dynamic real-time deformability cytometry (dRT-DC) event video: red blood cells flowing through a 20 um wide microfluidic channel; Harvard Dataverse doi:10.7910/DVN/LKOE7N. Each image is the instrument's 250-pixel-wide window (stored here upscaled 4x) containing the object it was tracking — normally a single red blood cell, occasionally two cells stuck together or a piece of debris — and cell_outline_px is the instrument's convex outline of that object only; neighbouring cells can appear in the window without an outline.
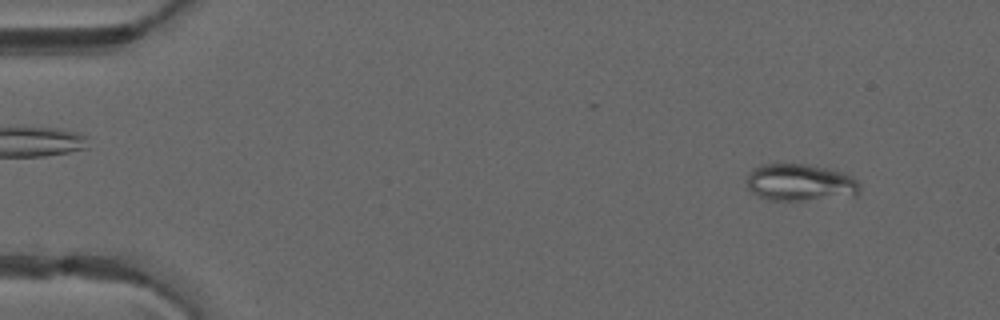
{"species": "common noctule bat (a hibernating species)", "species_latin": "Nyctalus noctula", "temperature_condition": "warm", "stored_images_in_passage": 46, "camera_frame_rate_fps": 3000, "um_per_image_px": 0.085, "animal": {"sex": "male", "forearm_length_mm": 52.5}, "frame": {"image": 1, "passage_image": 1, "time_ms": 0.0, "image_size_px": [1000, 320], "cell_outline_px": [[860, 192], [856, 196], [804, 200], [764, 200], [756, 196], [748, 188], [748, 176], [752, 168], [760, 164], [804, 164], [828, 168], [844, 172], [852, 176], [856, 180], [860, 188]], "centroid_in_image_um": [68.02, 15.52], "position_along_channel_um": 17.0, "area_um2": 24.68}}
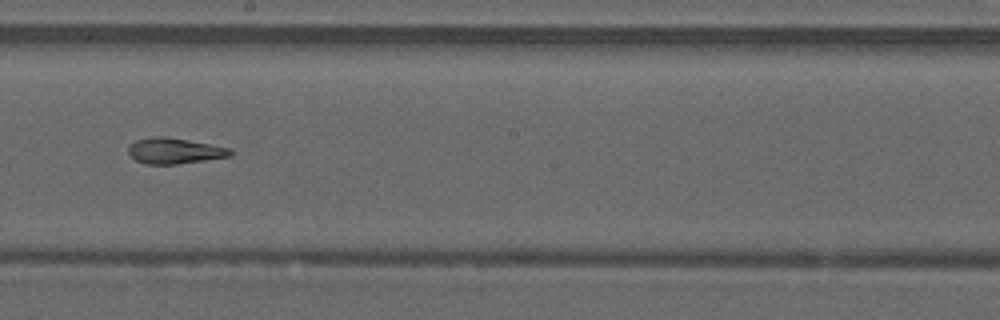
{"frame": {"image": 2, "passage_image": 25, "time_ms": 8.0, "image_size_px": [1000, 320], "cell_outline_px": [[232, 156], [176, 164], [144, 164], [136, 160], [128, 152], [128, 148], [136, 140], [152, 136], [164, 136], [188, 140], [232, 148]], "centroid_in_image_um": [14.85, 12.82], "position_along_channel_um": 233.4, "area_um2": 15.26}}
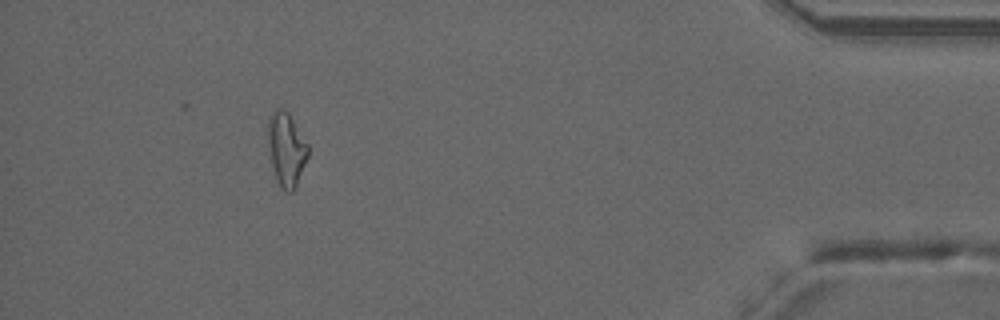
{"frame": {"image": 3, "passage_image": 42, "time_ms": 13.667, "image_size_px": [1000, 320], "cell_outline_px": [[308, 156], [296, 188], [292, 192], [284, 192], [276, 180], [272, 164], [268, 144], [268, 116], [276, 108], [284, 108], [288, 112], [308, 144]], "centroid_in_image_um": [24.34, 12.69], "position_along_channel_um": 410.9, "area_um2": 17.28}, "authors_computed_cell_mechanics": {"area_um2": 16.4152, "velocity_mm_per_s": 4.1105, "shape_relaxation_time_tau1_ms": null, "shape_relaxation_time_tau2_ms": 3.1918, "deformation_change_tau1": null, "deformation_change_tau2": 0.0952}}